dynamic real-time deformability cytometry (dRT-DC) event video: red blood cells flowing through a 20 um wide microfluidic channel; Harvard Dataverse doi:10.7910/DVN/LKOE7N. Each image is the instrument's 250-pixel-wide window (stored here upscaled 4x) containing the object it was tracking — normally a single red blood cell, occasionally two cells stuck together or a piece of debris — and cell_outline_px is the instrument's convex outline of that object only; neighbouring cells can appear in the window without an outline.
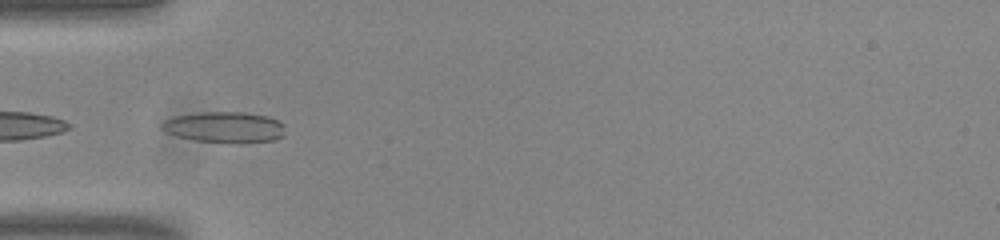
{"species": "common noctule bat (a hibernating species)", "species_latin": "Nyctalus noctula", "temperature_condition": "room temperature", "stored_images_in_passage": 51, "camera_frame_rate_fps": 3000, "um_per_image_px": 0.085, "animal": {"sex": "male", "body_mass_g": 20.0, "forearm_length_mm": 53.3}, "frame": {"image": 1, "passage_image": 15, "time_ms": 4.667, "image_size_px": [1000, 240], "cell_outline_px": [[284, 136], [276, 140], [192, 140], [176, 136], [160, 128], [160, 124], [164, 120], [176, 116], [200, 112], [244, 112], [268, 116], [280, 120], [284, 124]], "centroid_in_image_um": [19.08, 10.76], "position_along_channel_um": 65.9, "area_um2": 21.5}}
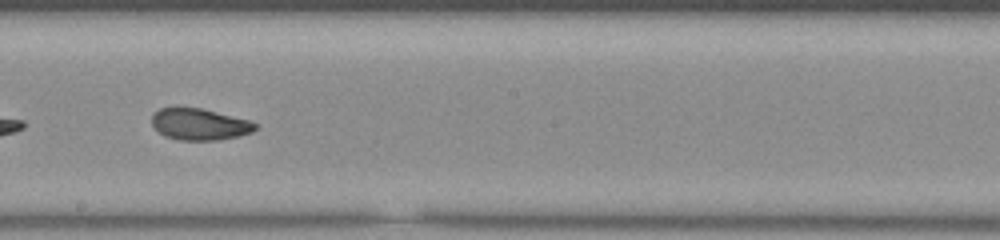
{"frame": {"image": 2, "passage_image": 28, "time_ms": 9.0, "image_size_px": [1000, 240], "cell_outline_px": [[256, 128], [252, 132], [236, 136], [216, 140], [180, 140], [164, 136], [152, 124], [152, 116], [160, 108], [200, 108], [248, 120], [256, 124]], "centroid_in_image_um": [16.94, 10.57], "position_along_channel_um": 231.3, "area_um2": 18.55}}
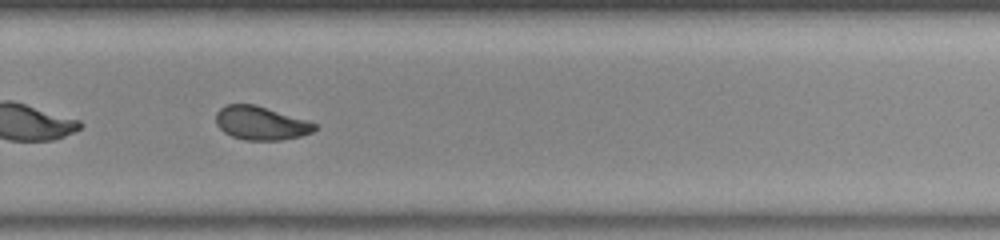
{"frame": {"image": 3, "passage_image": 34, "time_ms": 11.0, "image_size_px": [1000, 240], "cell_outline_px": [[316, 128], [312, 132], [300, 136], [280, 140], [244, 140], [232, 136], [224, 132], [216, 124], [216, 112], [224, 104], [256, 104], [308, 120], [316, 124]], "centroid_in_image_um": [22.16, 10.45], "position_along_channel_um": 307.6, "area_um2": 19.42}, "authors_computed_cell_mechanics": {"area_um2": 20.1144, "velocity_mm_per_s": 3.8302, "shape_relaxation_time_tau1_ms": 9.0772, "shape_relaxation_time_tau2_ms": 1.5561, "deformation_change_tau1": 0.1889, "deformation_change_tau2": 0.0724}}